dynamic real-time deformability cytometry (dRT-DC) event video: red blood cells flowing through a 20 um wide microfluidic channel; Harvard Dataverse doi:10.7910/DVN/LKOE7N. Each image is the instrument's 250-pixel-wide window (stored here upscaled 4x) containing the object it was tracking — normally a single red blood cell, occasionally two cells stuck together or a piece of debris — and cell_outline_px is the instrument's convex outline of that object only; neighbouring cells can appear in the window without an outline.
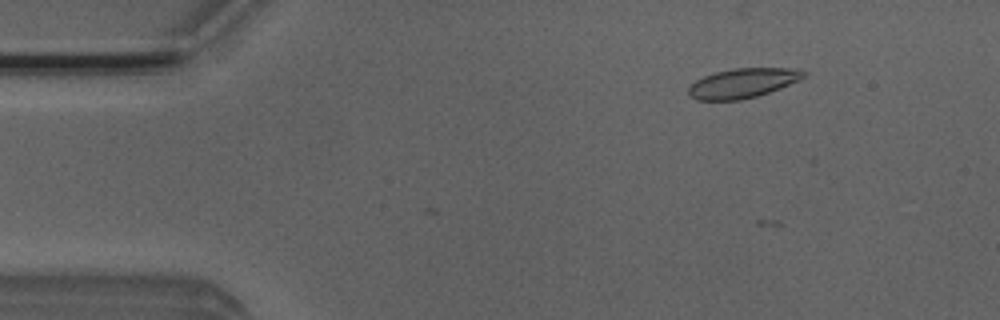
{"species": "Egyptian fruit bat (a non-hibernating species)", "species_latin": "Rousettus aegyptiacus", "temperature_condition": "room temperature", "stored_images_in_passage": 27, "camera_frame_rate_fps": 3000, "um_per_image_px": 0.085, "animal": {"sex": "male"}, "frame": {"image": 1, "passage_image": 4, "time_ms": 1.0, "image_size_px": [1000, 320], "cell_outline_px": [[808, 72], [800, 80], [780, 88], [756, 96], [740, 100], [696, 100], [688, 96], [688, 88], [696, 80], [704, 76], [716, 72], [736, 68], [792, 68]], "centroid_in_image_um": [63.12, 7.07], "position_along_channel_um": 21.9, "area_um2": 19.77}}
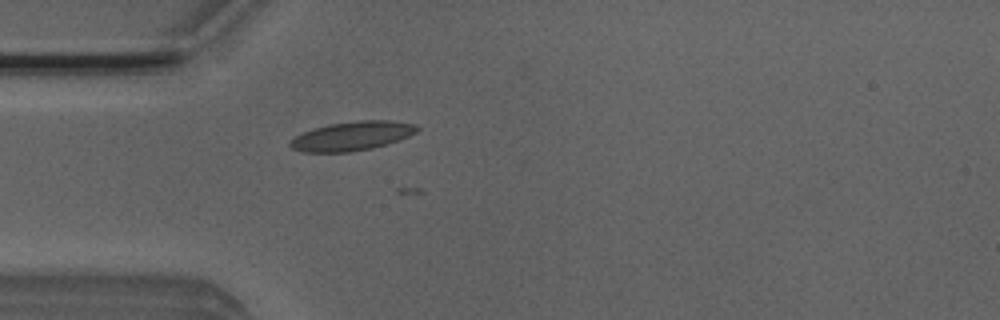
{"frame": {"image": 2, "passage_image": 12, "time_ms": 3.667, "image_size_px": [1000, 320], "cell_outline_px": [[420, 128], [416, 132], [408, 136], [388, 144], [372, 148], [348, 152], [304, 152], [292, 148], [288, 144], [288, 140], [312, 128], [328, 124], [356, 120], [392, 120], [412, 124]], "centroid_in_image_um": [29.89, 11.55], "position_along_channel_um": 55.1, "area_um2": 21.56}}
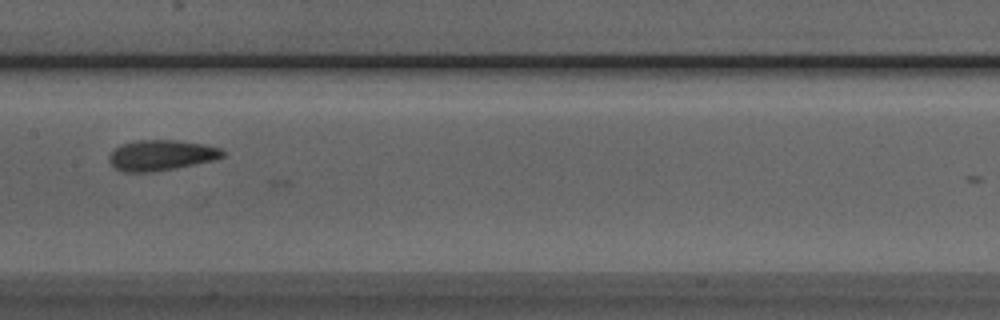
{"frame": {"image": 3, "passage_image": 23, "time_ms": 7.333, "image_size_px": [1000, 320], "cell_outline_px": [[224, 156], [212, 160], [176, 168], [152, 172], [124, 172], [116, 168], [108, 160], [108, 156], [120, 144], [136, 140], [176, 140], [204, 144], [220, 148], [224, 152]], "centroid_in_image_um": [13.68, 13.19], "position_along_channel_um": 193.7, "area_um2": 20.11}}